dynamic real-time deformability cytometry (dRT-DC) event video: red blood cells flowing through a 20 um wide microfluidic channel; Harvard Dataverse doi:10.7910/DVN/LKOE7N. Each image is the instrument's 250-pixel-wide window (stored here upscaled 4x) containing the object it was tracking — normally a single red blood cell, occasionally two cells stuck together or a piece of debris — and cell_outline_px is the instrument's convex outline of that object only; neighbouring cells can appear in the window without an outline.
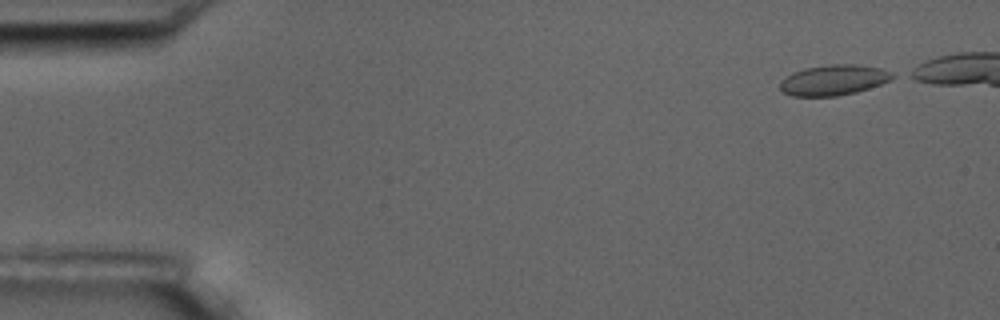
{"species": "common noctule bat (a hibernating species)", "species_latin": "Nyctalus noctula", "temperature_condition": "room temperature", "stored_images_in_passage": 46, "camera_frame_rate_fps": 3000, "um_per_image_px": 0.085, "animal": {"sex": "male", "body_mass_g": 17.5, "forearm_length_mm": 52.3}, "frame": {"image": 1, "passage_image": 2, "time_ms": 0.333, "image_size_px": [1000, 320], "cell_outline_px": [[896, 76], [880, 84], [856, 92], [836, 96], [792, 96], [784, 92], [780, 88], [780, 84], [784, 76], [792, 72], [804, 68], [832, 64], [856, 64], [880, 68], [892, 72]], "centroid_in_image_um": [70.83, 6.79], "position_along_channel_um": 14.2, "area_um2": 19.88}}
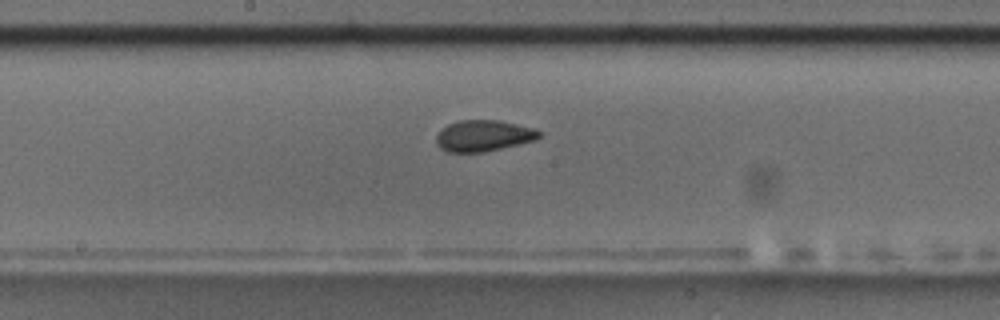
{"frame": {"image": 2, "passage_image": 27, "time_ms": 8.667, "image_size_px": [1000, 320], "cell_outline_px": [[544, 132], [536, 140], [484, 152], [448, 152], [440, 148], [436, 144], [436, 136], [440, 128], [448, 124], [460, 120], [500, 120], [532, 128]], "centroid_in_image_um": [41.08, 11.53], "position_along_channel_um": 207.1, "area_um2": 18.84}}
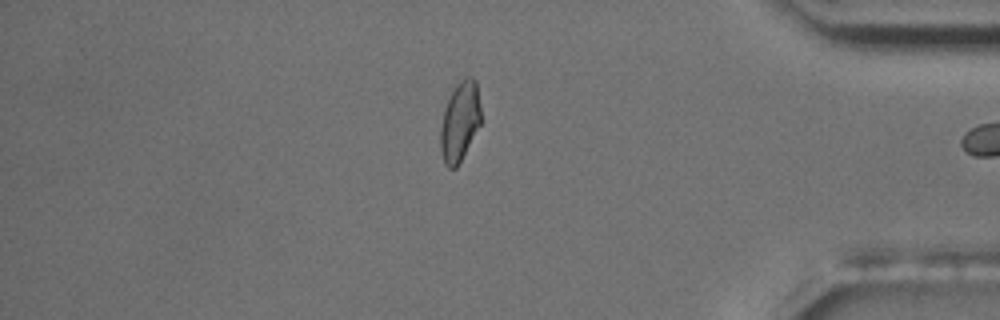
{"frame": {"image": 3, "passage_image": 45, "time_ms": 14.667, "image_size_px": [1000, 320], "cell_outline_px": [[480, 124], [456, 168], [448, 168], [444, 164], [440, 152], [440, 128], [444, 108], [456, 84], [460, 80], [468, 76], [472, 76], [476, 80], [480, 108]], "centroid_in_image_um": [39.06, 10.32], "position_along_channel_um": 396.1, "area_um2": 18.61}}